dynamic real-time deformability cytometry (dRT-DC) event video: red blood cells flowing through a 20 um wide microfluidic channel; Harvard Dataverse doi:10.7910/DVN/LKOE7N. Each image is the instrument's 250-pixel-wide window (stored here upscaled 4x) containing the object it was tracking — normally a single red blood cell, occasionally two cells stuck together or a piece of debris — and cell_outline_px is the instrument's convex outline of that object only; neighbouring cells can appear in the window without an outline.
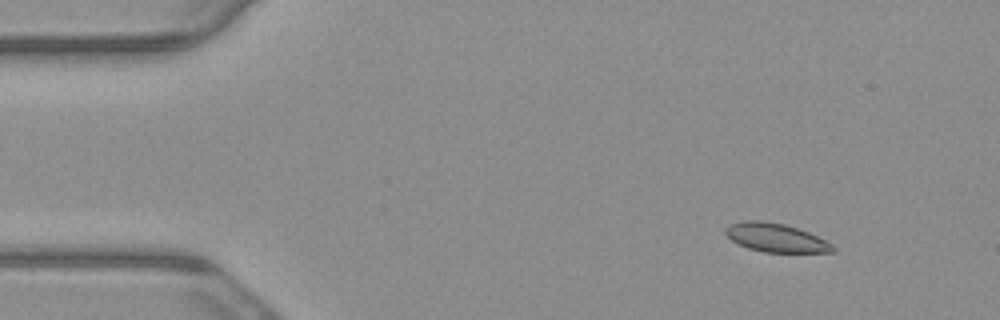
{"species": "common noctule bat (a hibernating species)", "species_latin": "Nyctalus noctula", "temperature_condition": "warm", "stored_images_in_passage": 4, "camera_frame_rate_fps": 3000, "um_per_image_px": 0.085, "animal": {"sex": "male", "body_mass_g": 23.1, "forearm_length_mm": 52.7}, "frame": {"image": 1, "passage_image": 2, "time_ms": 0.333, "image_size_px": [1000, 320], "cell_outline_px": [[836, 252], [764, 252], [748, 248], [732, 240], [724, 232], [724, 228], [728, 224], [744, 220], [760, 220], [784, 224], [808, 232], [832, 244], [836, 248]], "centroid_in_image_um": [65.92, 20.2], "position_along_channel_um": 19.1, "area_um2": 17.8}}
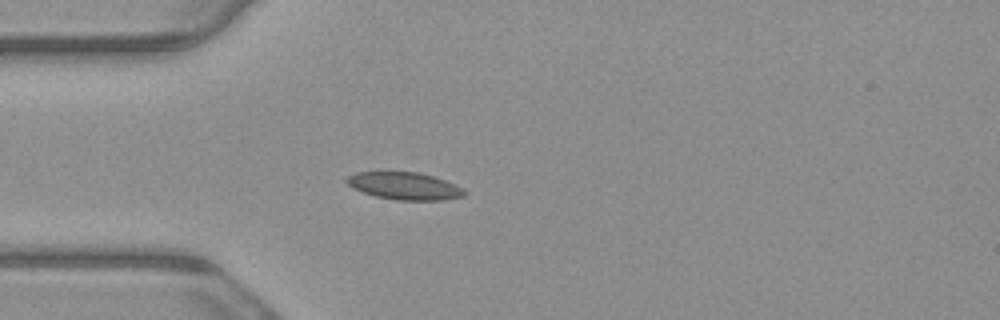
{"frame": {"image": 2, "passage_image": 4, "time_ms": 1.0, "image_size_px": [1000, 320], "cell_outline_px": [[468, 192], [464, 196], [444, 200], [396, 200], [376, 196], [352, 188], [344, 180], [348, 176], [356, 172], [420, 172], [456, 184], [464, 188]], "centroid_in_image_um": [34.41, 15.81], "position_along_channel_um": 50.6, "area_um2": 18.84}}